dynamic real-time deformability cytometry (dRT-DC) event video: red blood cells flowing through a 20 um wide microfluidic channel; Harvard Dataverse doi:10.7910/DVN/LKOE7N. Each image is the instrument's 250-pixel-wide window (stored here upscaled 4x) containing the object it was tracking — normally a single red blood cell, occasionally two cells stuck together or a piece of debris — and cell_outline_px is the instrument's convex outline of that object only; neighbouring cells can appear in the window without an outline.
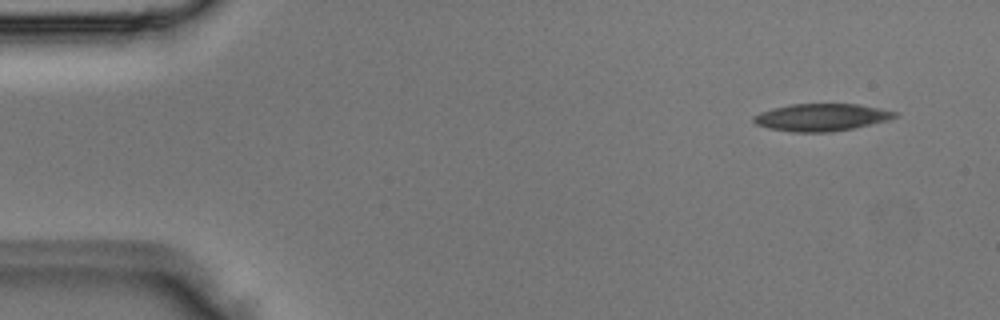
{"species": "Egyptian fruit bat (a non-hibernating species)", "species_latin": "Rousettus aegyptiacus", "temperature_condition": "room temperature", "stored_images_in_passage": 3, "camera_frame_rate_fps": 3000, "um_per_image_px": 0.085, "animal": {"sex": "male"}, "frame": {"image": 1, "passage_image": 1, "time_ms": 0.0, "image_size_px": [1000, 320], "cell_outline_px": [[900, 116], [888, 120], [852, 128], [832, 132], [792, 132], [768, 128], [756, 124], [752, 120], [752, 116], [760, 112], [772, 108], [792, 104], [856, 104], [880, 108], [900, 112]], "centroid_in_image_um": [69.83, 9.97], "position_along_channel_um": 15.2, "area_um2": 22.6}}
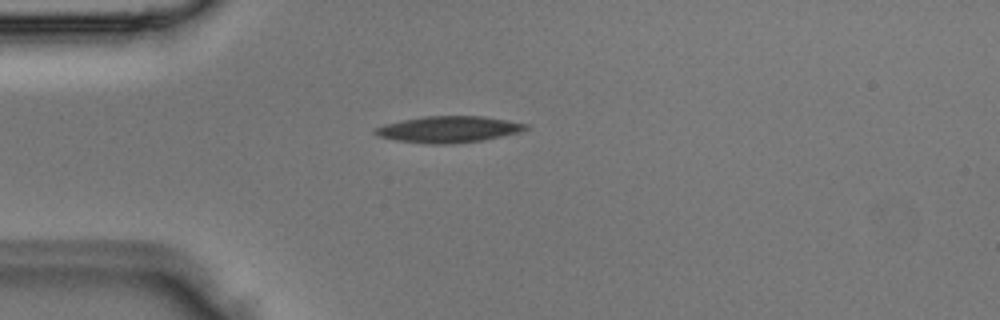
{"frame": {"image": 2, "passage_image": 3, "time_ms": 0.667, "image_size_px": [1000, 320], "cell_outline_px": [[528, 128], [520, 132], [484, 140], [452, 144], [432, 144], [396, 140], [376, 136], [372, 132], [376, 128], [384, 124], [424, 116], [484, 116], [508, 120], [528, 124]], "centroid_in_image_um": [38.14, 10.99], "position_along_channel_um": 46.9, "area_um2": 23.18}}